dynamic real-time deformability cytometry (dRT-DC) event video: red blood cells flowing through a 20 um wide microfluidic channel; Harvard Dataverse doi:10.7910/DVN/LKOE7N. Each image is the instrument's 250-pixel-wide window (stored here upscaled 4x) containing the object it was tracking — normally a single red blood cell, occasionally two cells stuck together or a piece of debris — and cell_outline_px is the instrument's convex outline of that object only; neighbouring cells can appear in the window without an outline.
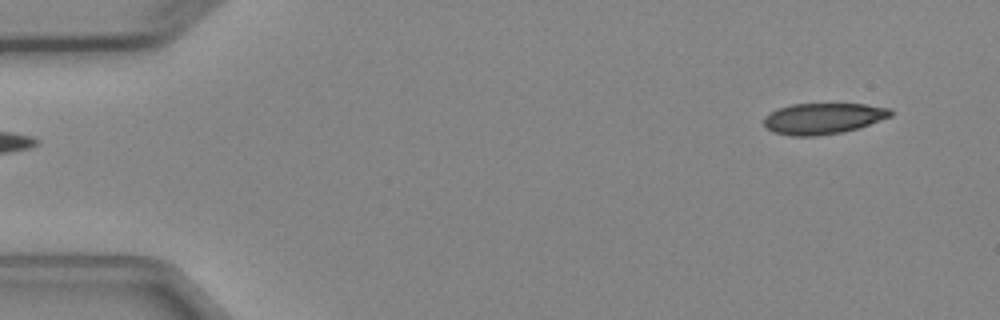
{"species": "Egyptian fruit bat (a non-hibernating species)", "species_latin": "Rousettus aegyptiacus", "temperature_condition": "cold", "stored_images_in_passage": 2, "segment_of_instrument_passage": [2, 2], "camera_frame_rate_fps": 3000, "um_per_image_px": 0.085, "animal": {"sex": "female"}, "frame": {"image": 1, "passage_image": 2, "time_ms": 1.333, "image_size_px": [1000, 320], "cell_outline_px": [[892, 116], [844, 132], [816, 136], [792, 136], [772, 132], [764, 124], [764, 116], [776, 108], [792, 104], [864, 104], [892, 108]], "centroid_in_image_um": [69.94, 10.07], "position_along_channel_um": 15.1, "area_um2": 22.95}}